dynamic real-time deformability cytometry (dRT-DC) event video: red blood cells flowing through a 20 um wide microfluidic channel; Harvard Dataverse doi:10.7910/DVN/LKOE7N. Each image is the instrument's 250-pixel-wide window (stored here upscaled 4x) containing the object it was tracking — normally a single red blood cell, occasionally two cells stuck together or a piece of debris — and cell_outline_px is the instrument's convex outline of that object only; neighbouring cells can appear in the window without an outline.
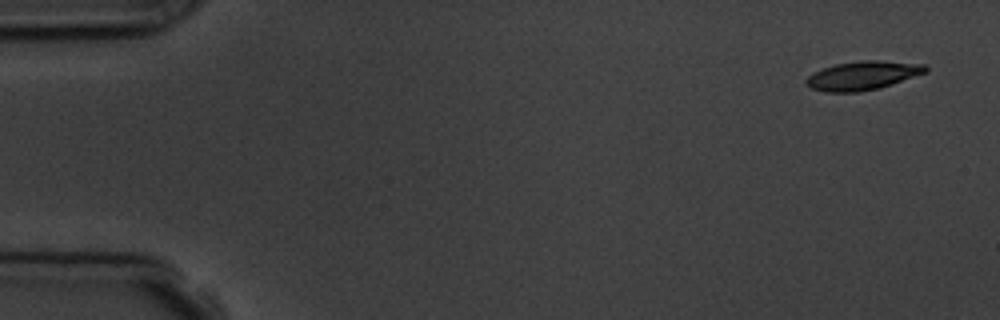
{"species": "common noctule bat (a hibernating species)", "species_latin": "Nyctalus noctula", "temperature_condition": "room temperature", "stored_images_in_passage": 6, "camera_frame_rate_fps": 3000, "um_per_image_px": 0.085, "animal": {"sex": "male", "body_mass_g": 19.5, "forearm_length_mm": 54.6}, "frame": {"image": 1, "passage_image": 1, "time_ms": 0.0, "image_size_px": [1000, 320], "cell_outline_px": [[928, 72], [880, 88], [856, 92], [824, 92], [812, 88], [804, 84], [804, 80], [812, 72], [836, 64], [864, 60], [880, 60], [924, 64], [928, 68]], "centroid_in_image_um": [73.32, 6.42], "position_along_channel_um": 11.7, "area_um2": 20.11}}
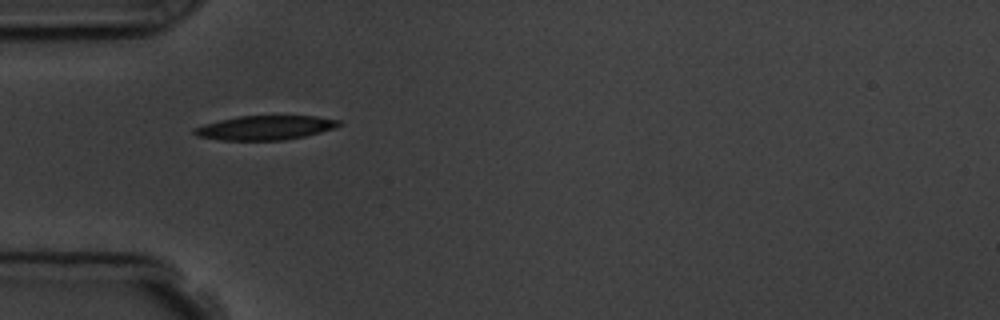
{"frame": {"image": 2, "passage_image": 5, "time_ms": 4.667, "image_size_px": [1000, 320], "cell_outline_px": [[340, 124], [332, 128], [320, 132], [304, 136], [284, 140], [220, 140], [196, 136], [192, 132], [192, 128], [204, 124], [220, 120], [240, 116], [316, 116], [340, 120]], "centroid_in_image_um": [22.48, 10.86], "position_along_channel_um": 62.5, "area_um2": 20.29}}